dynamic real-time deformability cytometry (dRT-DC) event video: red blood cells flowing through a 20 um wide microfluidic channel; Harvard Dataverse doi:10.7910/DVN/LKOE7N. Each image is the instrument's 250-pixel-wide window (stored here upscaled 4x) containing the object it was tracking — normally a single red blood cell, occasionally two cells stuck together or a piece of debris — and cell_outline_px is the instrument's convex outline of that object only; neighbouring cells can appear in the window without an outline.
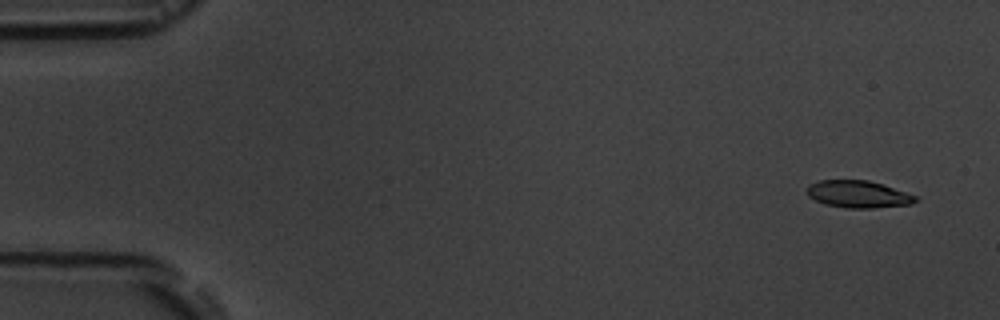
{"species": "common noctule bat (a hibernating species)", "species_latin": "Nyctalus noctula", "temperature_condition": "room temperature", "stored_images_in_passage": 5, "camera_frame_rate_fps": 3000, "um_per_image_px": 0.085, "animal": {"sex": "male", "body_mass_g": 19.5, "forearm_length_mm": 54.6}, "frame": {"image": 1, "passage_image": 1, "time_ms": 0.0, "image_size_px": [1000, 320], "cell_outline_px": [[920, 200], [912, 204], [872, 208], [844, 208], [824, 204], [808, 196], [808, 184], [820, 180], [868, 180], [916, 196]], "centroid_in_image_um": [72.93, 16.52], "position_along_channel_um": 12.1, "area_um2": 17.05}}
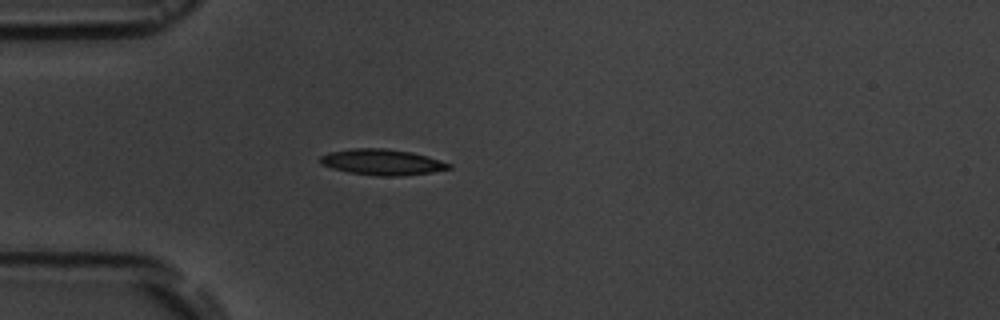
{"frame": {"image": 2, "passage_image": 5, "time_ms": 4.333, "image_size_px": [1000, 320], "cell_outline_px": [[452, 168], [432, 172], [396, 176], [376, 176], [348, 172], [332, 168], [320, 164], [320, 156], [328, 152], [352, 148], [388, 148], [412, 152], [428, 156], [452, 164]], "centroid_in_image_um": [32.47, 13.77], "position_along_channel_um": 52.5, "area_um2": 19.54}}